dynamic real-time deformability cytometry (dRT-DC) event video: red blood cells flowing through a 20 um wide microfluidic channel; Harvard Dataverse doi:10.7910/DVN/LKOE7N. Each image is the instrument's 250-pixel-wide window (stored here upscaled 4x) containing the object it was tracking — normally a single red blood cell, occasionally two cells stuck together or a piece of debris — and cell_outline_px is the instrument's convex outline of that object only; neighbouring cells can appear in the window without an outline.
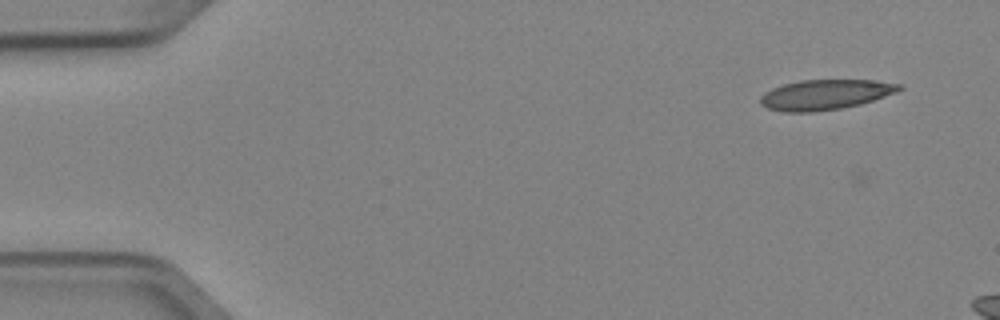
{"species": "Egyptian fruit bat (a non-hibernating species)", "species_latin": "Rousettus aegyptiacus", "temperature_condition": "cold", "stored_images_in_passage": 5, "camera_frame_rate_fps": 3000, "um_per_image_px": 0.085, "animal": {"sex": "female"}, "frame": {"image": 1, "passage_image": 1, "time_ms": 0.0, "image_size_px": [1000, 320], "cell_outline_px": [[904, 88], [896, 92], [860, 104], [840, 108], [812, 112], [784, 112], [768, 108], [760, 104], [760, 96], [764, 92], [772, 88], [784, 84], [800, 80], [876, 80], [904, 84]], "centroid_in_image_um": [70.15, 8.03], "position_along_channel_um": 14.9, "area_um2": 24.39}}